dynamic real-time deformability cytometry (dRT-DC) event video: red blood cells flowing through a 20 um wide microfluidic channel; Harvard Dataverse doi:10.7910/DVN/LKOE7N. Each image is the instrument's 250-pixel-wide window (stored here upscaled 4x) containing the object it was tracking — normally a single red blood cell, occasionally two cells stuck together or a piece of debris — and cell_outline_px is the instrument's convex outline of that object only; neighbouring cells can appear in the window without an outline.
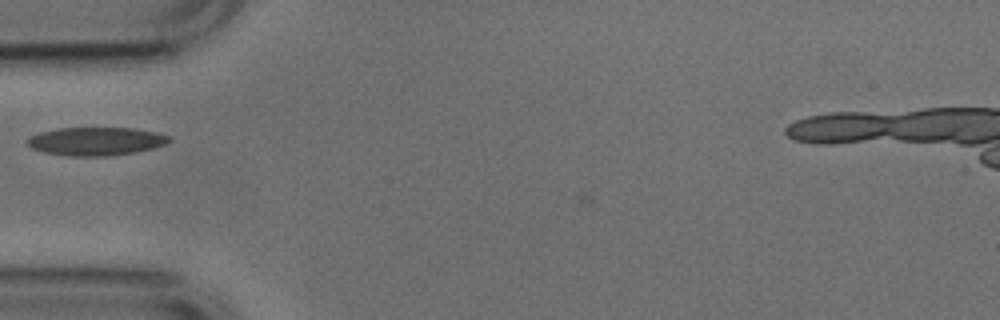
{"species": "common noctule bat (a hibernating species)", "species_latin": "Nyctalus noctula", "temperature_condition": "cold", "stored_images_in_passage": 37, "camera_frame_rate_fps": 3000, "um_per_image_px": 0.085, "animal": {"sex": "male", "body_mass_g": 17.9, "forearm_length_mm": 54.2}, "frame": {"image": 1, "passage_image": 1, "time_ms": 0.0, "image_size_px": [1000, 320], "cell_outline_px": [[172, 140], [168, 144], [136, 152], [112, 156], [68, 156], [44, 152], [32, 148], [28, 144], [28, 136], [40, 132], [56, 128], [132, 128], [156, 132], [168, 136]], "centroid_in_image_um": [8.17, 12.01], "position_along_channel_um": 76.8, "area_um2": 23.47}}
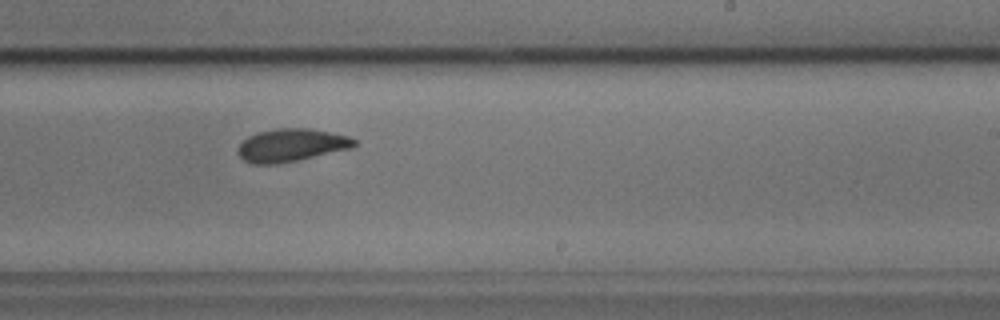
{"frame": {"image": 2, "passage_image": 16, "time_ms": 5.0, "image_size_px": [1000, 320], "cell_outline_px": [[356, 144], [352, 148], [296, 160], [276, 164], [252, 164], [244, 160], [236, 152], [236, 148], [248, 136], [256, 132], [280, 128], [308, 128], [348, 136], [356, 140]], "centroid_in_image_um": [24.71, 12.34], "position_along_channel_um": 264.3, "area_um2": 22.14}}
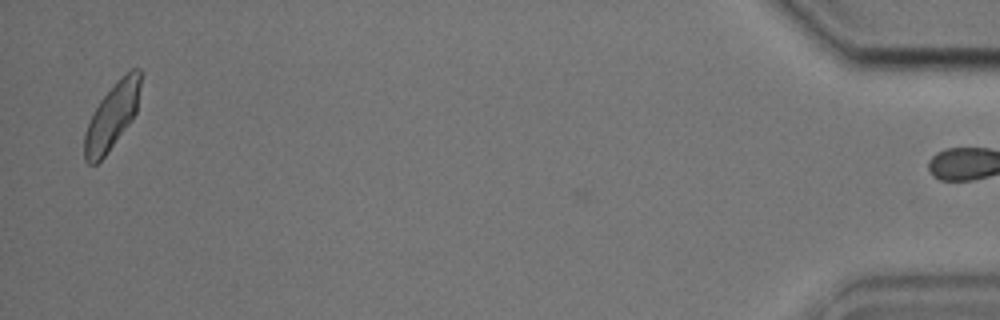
{"frame": {"image": 3, "passage_image": 36, "time_ms": 11.667, "image_size_px": [1000, 320], "cell_outline_px": [[144, 72], [136, 112], [132, 120], [104, 156], [96, 164], [88, 164], [84, 160], [84, 132], [92, 112], [100, 100], [116, 80], [132, 68], [140, 68]], "centroid_in_image_um": [9.54, 9.81], "position_along_channel_um": 425.7, "area_um2": 21.91}}